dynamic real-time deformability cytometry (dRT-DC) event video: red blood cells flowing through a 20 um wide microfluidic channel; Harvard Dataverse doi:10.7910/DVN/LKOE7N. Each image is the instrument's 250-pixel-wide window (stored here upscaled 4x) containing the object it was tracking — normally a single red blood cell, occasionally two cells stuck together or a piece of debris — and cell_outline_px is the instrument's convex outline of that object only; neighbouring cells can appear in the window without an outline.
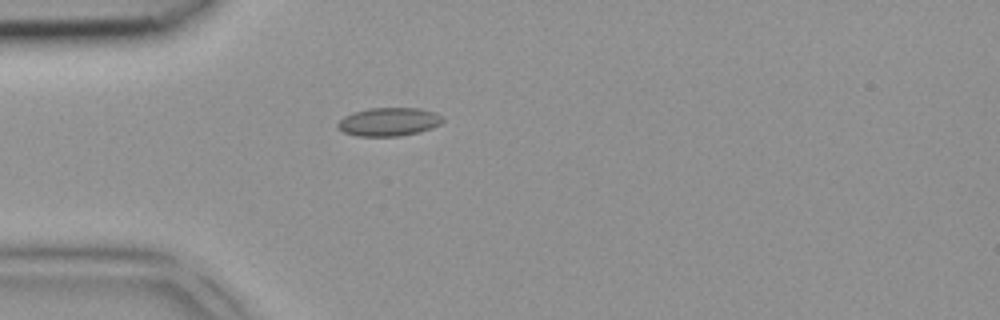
{"species": "common noctule bat (a hibernating species)", "species_latin": "Nyctalus noctula", "temperature_condition": "room temperature", "stored_images_in_passage": 1, "camera_frame_rate_fps": 3000, "um_per_image_px": 0.085, "animal": {"sex": "female", "body_mass_g": 18.4}, "frame": {"image": 1, "passage_image": 1, "time_ms": 0.0, "image_size_px": [1000, 320], "cell_outline_px": [[444, 120], [440, 124], [432, 128], [420, 132], [400, 136], [356, 136], [344, 132], [336, 128], [336, 124], [344, 116], [352, 112], [368, 108], [420, 108], [436, 112]], "centroid_in_image_um": [33.03, 10.35], "position_along_channel_um": 52.0, "area_um2": 17.57}}